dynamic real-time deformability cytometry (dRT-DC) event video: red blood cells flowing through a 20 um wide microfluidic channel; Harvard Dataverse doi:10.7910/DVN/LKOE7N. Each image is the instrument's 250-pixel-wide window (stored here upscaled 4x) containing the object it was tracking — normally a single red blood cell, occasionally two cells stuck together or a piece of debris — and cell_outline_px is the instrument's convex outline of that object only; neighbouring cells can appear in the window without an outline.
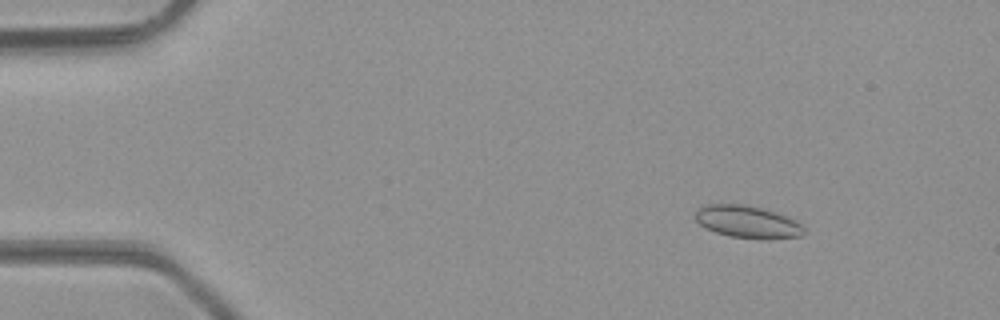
{"species": "common noctule bat (a hibernating species)", "species_latin": "Nyctalus noctula", "temperature_condition": "room temperature", "stored_images_in_passage": 50, "segment_of_instrument_passage": [1, 2], "camera_frame_rate_fps": 3000, "um_per_image_px": 0.085, "animal": {"sex": "male", "body_mass_g": 23.1, "forearm_length_mm": 52.7}, "frame": {"image": 1, "passage_image": 7, "time_ms": 2.0, "image_size_px": [1000, 320], "cell_outline_px": [[804, 236], [732, 236], [716, 232], [700, 224], [696, 220], [696, 212], [704, 204], [744, 204], [764, 208], [796, 220], [804, 228]], "centroid_in_image_um": [63.5, 18.79], "position_along_channel_um": 21.5, "area_um2": 19.42}}
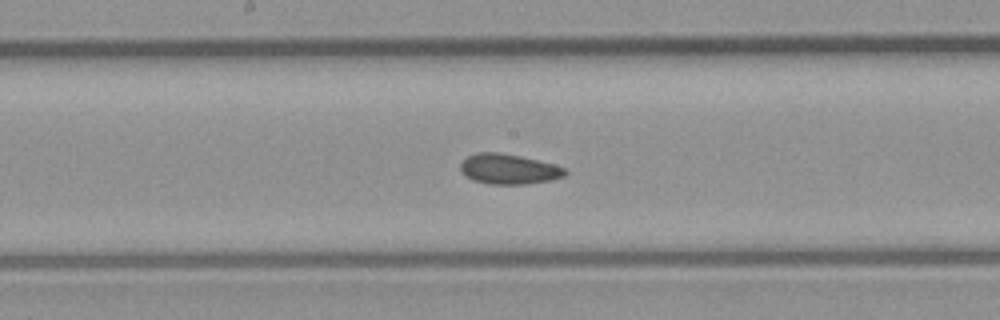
{"frame": {"image": 2, "passage_image": 26, "time_ms": 8.333, "image_size_px": [1000, 320], "cell_outline_px": [[568, 172], [564, 176], [548, 180], [524, 184], [488, 184], [472, 180], [464, 176], [460, 172], [460, 164], [468, 156], [476, 152], [500, 152], [520, 156], [552, 164], [564, 168]], "centroid_in_image_um": [43.17, 14.37], "position_along_channel_um": 205.0, "area_um2": 18.32}}
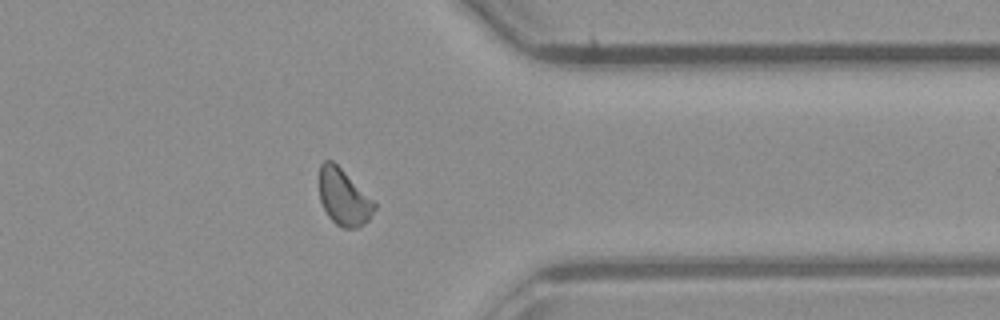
{"frame": {"image": 3, "passage_image": 39, "time_ms": 12.667, "image_size_px": [1000, 320], "cell_outline_px": [[376, 208], [368, 220], [356, 228], [344, 228], [336, 224], [328, 216], [320, 200], [320, 164], [324, 160], [332, 160], [376, 200]], "centroid_in_image_um": [29.25, 16.75], "position_along_channel_um": 382.2, "area_um2": 18.21}}